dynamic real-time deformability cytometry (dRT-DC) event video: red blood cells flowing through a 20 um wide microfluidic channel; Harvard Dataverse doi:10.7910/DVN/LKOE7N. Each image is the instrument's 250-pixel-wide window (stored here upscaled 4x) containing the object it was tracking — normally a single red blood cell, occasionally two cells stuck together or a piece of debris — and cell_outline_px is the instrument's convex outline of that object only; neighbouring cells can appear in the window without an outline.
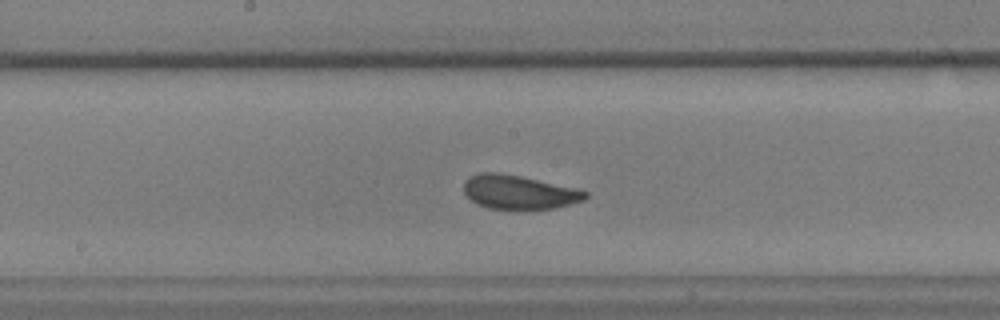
{"species": "common noctule bat (a hibernating species)", "species_latin": "Nyctalus noctula", "temperature_condition": "warm", "stored_images_in_passage": 45, "camera_frame_rate_fps": 3000, "um_per_image_px": 0.085, "animal": {"sex": "male", "body_mass_g": 17.9, "forearm_length_mm": 54.2}, "frame": {"image": 1, "passage_image": 21, "time_ms": 6.667, "image_size_px": [1000, 320], "cell_outline_px": [[588, 196], [584, 200], [556, 208], [524, 212], [516, 212], [488, 208], [476, 204], [464, 192], [464, 180], [480, 172], [496, 172], [520, 176], [580, 188], [588, 192]], "centroid_in_image_um": [44.15, 16.38], "position_along_channel_um": 204.0, "area_um2": 25.03}}
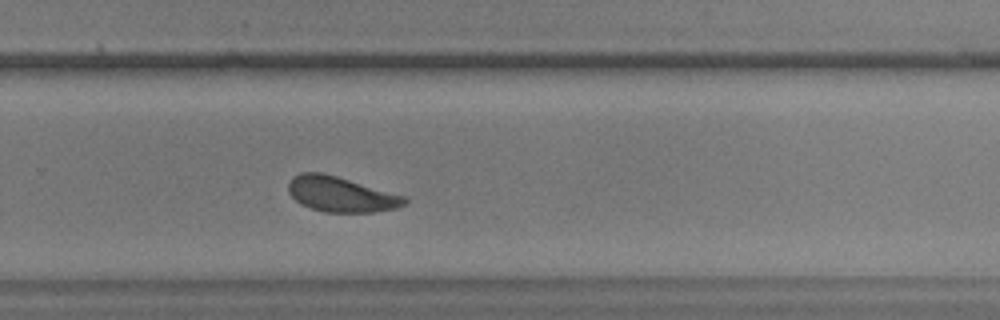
{"frame": {"image": 2, "passage_image": 28, "time_ms": 9.0, "image_size_px": [1000, 320], "cell_outline_px": [[408, 200], [400, 208], [376, 212], [324, 212], [300, 204], [288, 192], [288, 180], [292, 176], [300, 172], [320, 172], [336, 176], [408, 196]], "centroid_in_image_um": [29.0, 16.51], "position_along_channel_um": 300.8, "area_um2": 24.16}}
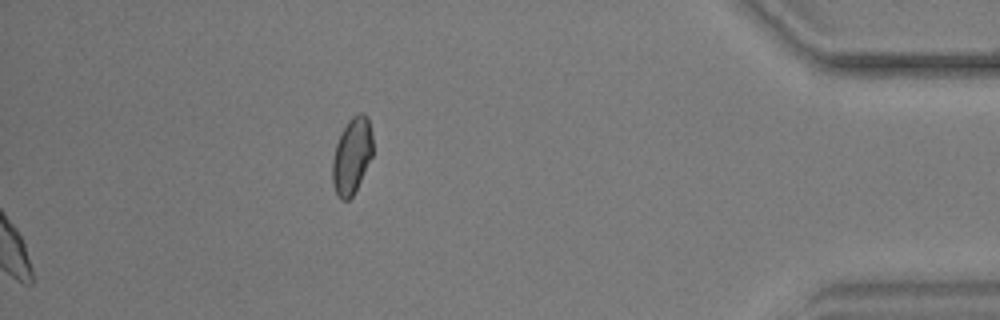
{"frame": {"image": 3, "passage_image": 45, "time_ms": 14.667, "image_size_px": [1000, 320], "cell_outline_px": [[372, 156], [352, 196], [348, 200], [340, 200], [332, 184], [332, 160], [336, 144], [348, 120], [352, 116], [360, 112], [364, 112], [368, 116], [372, 132]], "centroid_in_image_um": [29.91, 13.21], "position_along_channel_um": 405.3, "area_um2": 17.86}}